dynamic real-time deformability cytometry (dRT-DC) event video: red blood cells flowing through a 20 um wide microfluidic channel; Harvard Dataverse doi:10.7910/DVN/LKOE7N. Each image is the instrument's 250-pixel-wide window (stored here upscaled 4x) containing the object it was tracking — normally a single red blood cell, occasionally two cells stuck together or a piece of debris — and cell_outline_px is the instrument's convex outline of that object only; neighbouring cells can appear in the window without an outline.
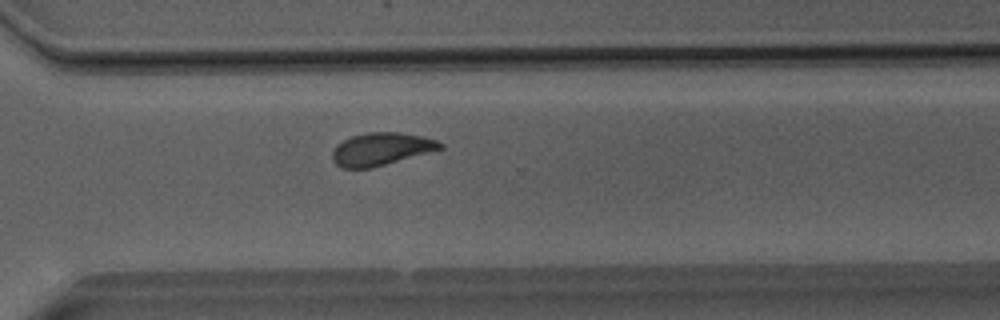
{"species": "Egyptian fruit bat (a non-hibernating species)", "species_latin": "Rousettus aegyptiacus", "temperature_condition": "room temperature", "stored_images_in_passage": 30, "camera_frame_rate_fps": 3000, "um_per_image_px": 0.085, "animal": {"sex": "male"}, "frame": {"image": 1, "passage_image": 22, "time_ms": 7.0, "image_size_px": [1000, 320], "cell_outline_px": [[444, 148], [372, 168], [340, 168], [332, 160], [332, 152], [336, 144], [352, 136], [368, 132], [400, 132], [420, 136], [436, 140], [444, 144]], "centroid_in_image_um": [32.38, 12.67], "position_along_channel_um": 338.2, "area_um2": 20.52}, "authors_computed_cell_mechanics": {"area_um2": 20.808, "velocity_mm_per_s": 4.0179, "shape_relaxation_time_tau1_ms": 4.561, "shape_relaxation_time_tau2_ms": 2.8328, "deformation_change_tau1": 0.1193, "deformation_change_tau2": 0.0906}}